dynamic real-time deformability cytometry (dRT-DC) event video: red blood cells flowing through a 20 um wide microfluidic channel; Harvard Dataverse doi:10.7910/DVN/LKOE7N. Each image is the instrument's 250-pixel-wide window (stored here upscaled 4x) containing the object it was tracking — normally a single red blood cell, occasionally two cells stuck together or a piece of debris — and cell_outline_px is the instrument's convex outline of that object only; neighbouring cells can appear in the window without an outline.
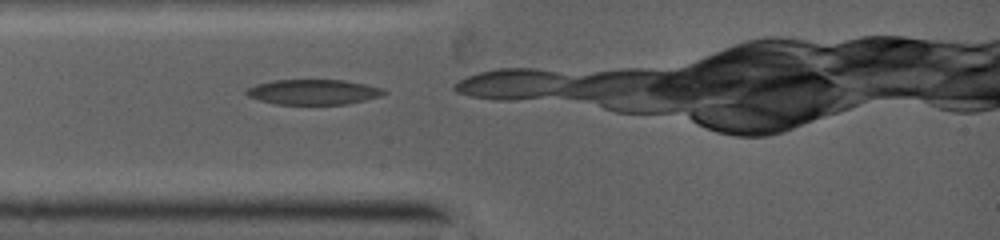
{"species": "common noctule bat (a hibernating species)", "species_latin": "Nyctalus noctula", "temperature_condition": "warm", "stored_images_in_passage": 17, "camera_frame_rate_fps": 5000, "um_per_image_px": 0.085, "animal": {"sex": "female", "body_mass_g": 19.0, "forearm_length_mm": 53.3}, "frame": {"image": 1, "passage_image": 1, "time_ms": 0.0, "image_size_px": [1000, 240], "cell_outline_px": [[384, 92], [376, 96], [364, 100], [344, 104], [276, 104], [260, 100], [248, 96], [244, 92], [248, 88], [256, 84], [276, 80], [344, 80], [384, 88]], "centroid_in_image_um": [26.57, 7.81], "position_along_channel_um": 58.4, "area_um2": 19.77}}